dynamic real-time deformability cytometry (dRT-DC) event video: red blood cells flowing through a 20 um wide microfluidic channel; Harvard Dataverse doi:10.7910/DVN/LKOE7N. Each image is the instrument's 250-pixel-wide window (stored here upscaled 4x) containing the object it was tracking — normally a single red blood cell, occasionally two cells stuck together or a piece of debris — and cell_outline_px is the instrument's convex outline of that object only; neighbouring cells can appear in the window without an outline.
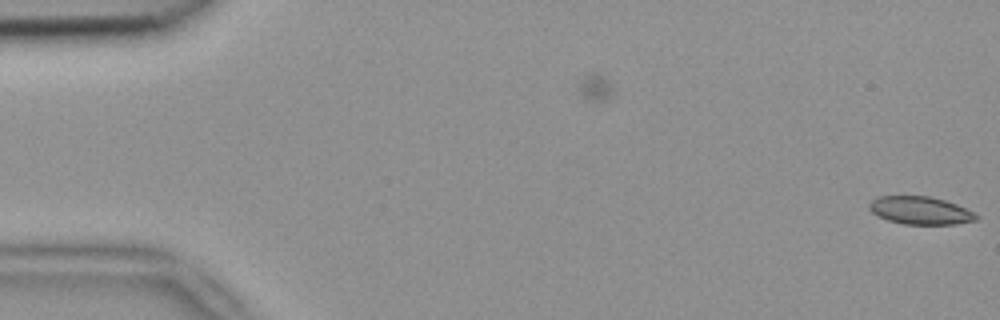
{"species": "common noctule bat (a hibernating species)", "species_latin": "Nyctalus noctula", "temperature_condition": "room temperature", "stored_images_in_passage": 5, "camera_frame_rate_fps": 3000, "um_per_image_px": 0.085, "animal": {"sex": "female", "body_mass_g": 18.4}, "frame": {"image": 1, "passage_image": 1, "time_ms": 0.0, "image_size_px": [1000, 320], "cell_outline_px": [[980, 216], [976, 220], [952, 224], [904, 224], [888, 220], [872, 212], [868, 208], [868, 204], [872, 200], [880, 196], [932, 196], [956, 204]], "centroid_in_image_um": [78.21, 17.88], "position_along_channel_um": 6.8, "area_um2": 17.17}}